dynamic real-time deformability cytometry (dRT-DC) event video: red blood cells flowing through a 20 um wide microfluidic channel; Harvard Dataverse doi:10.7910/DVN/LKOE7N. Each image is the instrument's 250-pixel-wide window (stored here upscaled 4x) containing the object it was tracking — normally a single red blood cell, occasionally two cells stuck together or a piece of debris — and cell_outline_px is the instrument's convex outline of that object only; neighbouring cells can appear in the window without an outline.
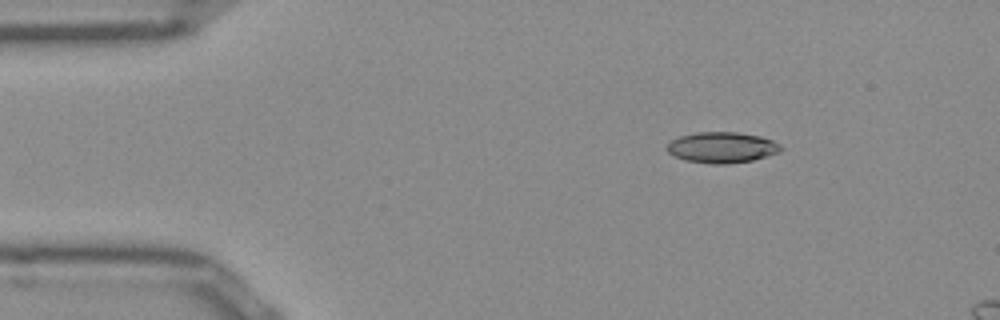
{"species": "Egyptian fruit bat (a non-hibernating species)", "species_latin": "Rousettus aegyptiacus", "temperature_condition": "room temperature", "stored_images_in_passage": 8, "camera_frame_rate_fps": 3000, "um_per_image_px": 0.085, "frame": {"image": 1, "passage_image": 1, "time_ms": 0.0, "image_size_px": [1000, 320], "cell_outline_px": [[784, 148], [780, 152], [768, 156], [752, 160], [728, 164], [712, 164], [684, 160], [668, 152], [664, 148], [672, 140], [680, 136], [696, 132], [736, 132], [760, 136], [772, 140], [780, 144]], "centroid_in_image_um": [61.38, 12.53], "position_along_channel_um": 23.6, "area_um2": 20.58}}